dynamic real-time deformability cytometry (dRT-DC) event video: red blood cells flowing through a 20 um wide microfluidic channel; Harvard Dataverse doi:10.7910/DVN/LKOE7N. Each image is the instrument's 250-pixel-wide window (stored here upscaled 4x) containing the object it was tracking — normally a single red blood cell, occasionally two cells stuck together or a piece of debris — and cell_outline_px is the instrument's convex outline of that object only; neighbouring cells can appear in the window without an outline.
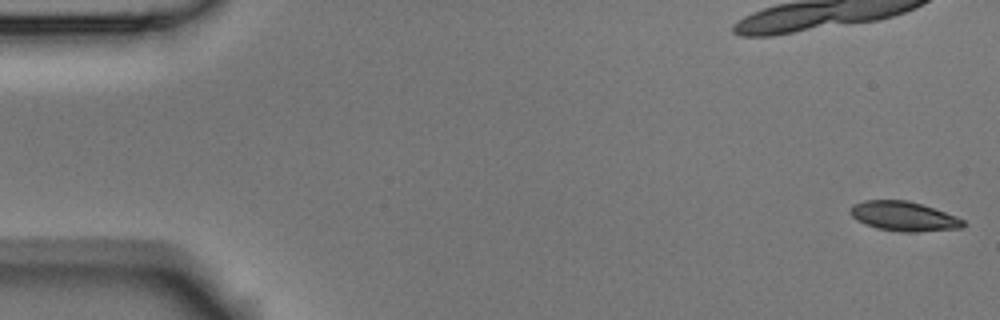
{"species": "Egyptian fruit bat (a non-hibernating species)", "species_latin": "Rousettus aegyptiacus", "temperature_condition": "room temperature", "stored_images_in_passage": 38, "camera_frame_rate_fps": 3000, "um_per_image_px": 0.085, "animal": {"sex": "male"}, "frame": {"image": 1, "passage_image": 1, "time_ms": 0.0, "image_size_px": [1000, 320], "cell_outline_px": [[968, 224], [960, 228], [916, 232], [900, 232], [876, 228], [864, 224], [856, 220], [848, 212], [848, 208], [852, 204], [864, 200], [904, 200], [920, 204], [956, 216], [964, 220]], "centroid_in_image_um": [76.76, 18.39], "position_along_channel_um": 8.2, "area_um2": 19.54}}
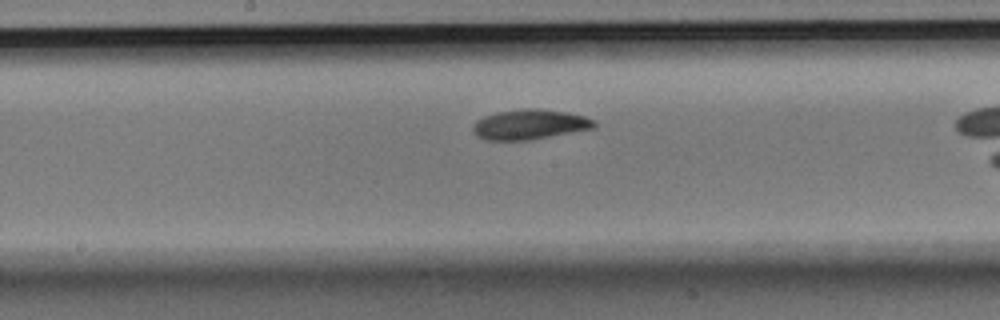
{"frame": {"image": 2, "passage_image": 24, "time_ms": 7.667, "image_size_px": [1000, 320], "cell_outline_px": [[596, 128], [528, 140], [484, 140], [476, 136], [472, 132], [472, 128], [476, 120], [484, 116], [496, 112], [524, 108], [540, 108], [568, 112], [584, 116], [596, 120]], "centroid_in_image_um": [45.02, 10.57], "position_along_channel_um": 203.2, "area_um2": 21.5}}
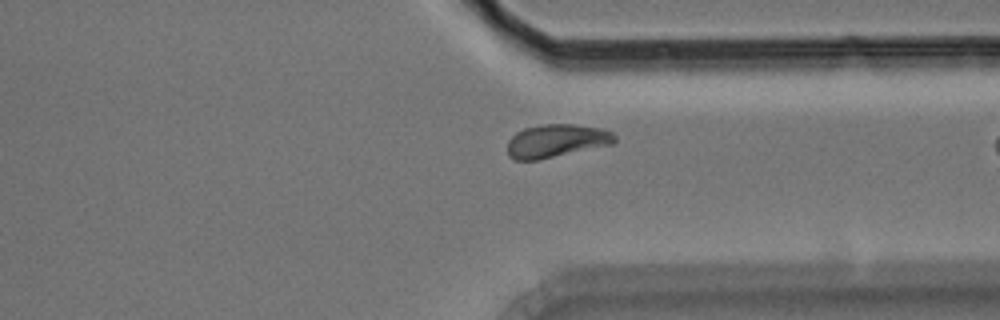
{"frame": {"image": 3, "passage_image": 37, "time_ms": 12.0, "image_size_px": [1000, 320], "cell_outline_px": [[616, 140], [612, 144], [536, 160], [516, 160], [508, 156], [508, 140], [516, 132], [524, 128], [544, 124], [576, 124], [600, 128], [612, 132], [616, 136]], "centroid_in_image_um": [47.28, 11.96], "position_along_channel_um": 364.1, "area_um2": 20.58}}